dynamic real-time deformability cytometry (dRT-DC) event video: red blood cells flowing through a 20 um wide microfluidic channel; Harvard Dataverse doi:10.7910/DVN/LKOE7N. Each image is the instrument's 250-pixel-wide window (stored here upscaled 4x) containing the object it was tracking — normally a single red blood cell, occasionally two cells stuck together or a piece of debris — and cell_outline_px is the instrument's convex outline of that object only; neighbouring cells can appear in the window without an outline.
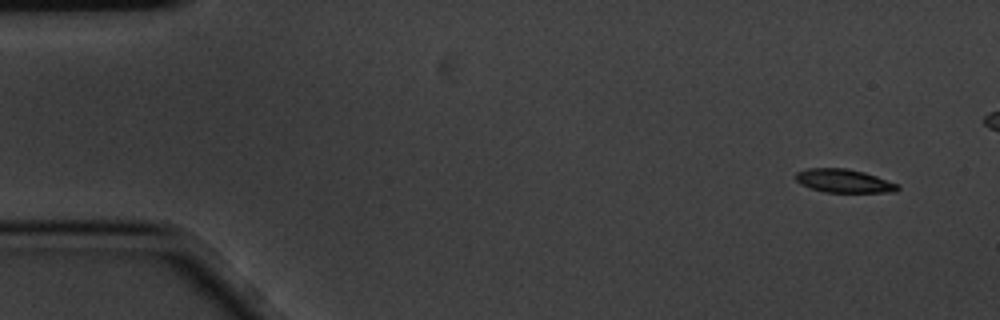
{"species": "common noctule bat (a hibernating species)", "species_latin": "Nyctalus noctula", "temperature_condition": "cold", "stored_images_in_passage": 5, "camera_frame_rate_fps": 3000, "um_per_image_px": 0.085, "animal": {"sex": "male", "body_mass_g": 20.1, "forearm_length_mm": 53.5}, "frame": {"image": 1, "passage_image": 1, "time_ms": 0.0, "image_size_px": [1000, 320], "cell_outline_px": [[900, 188], [896, 192], [824, 192], [800, 184], [796, 180], [796, 172], [808, 168], [844, 168], [864, 172], [876, 176], [896, 184]], "centroid_in_image_um": [71.7, 15.37], "position_along_channel_um": 13.3, "area_um2": 13.76}}